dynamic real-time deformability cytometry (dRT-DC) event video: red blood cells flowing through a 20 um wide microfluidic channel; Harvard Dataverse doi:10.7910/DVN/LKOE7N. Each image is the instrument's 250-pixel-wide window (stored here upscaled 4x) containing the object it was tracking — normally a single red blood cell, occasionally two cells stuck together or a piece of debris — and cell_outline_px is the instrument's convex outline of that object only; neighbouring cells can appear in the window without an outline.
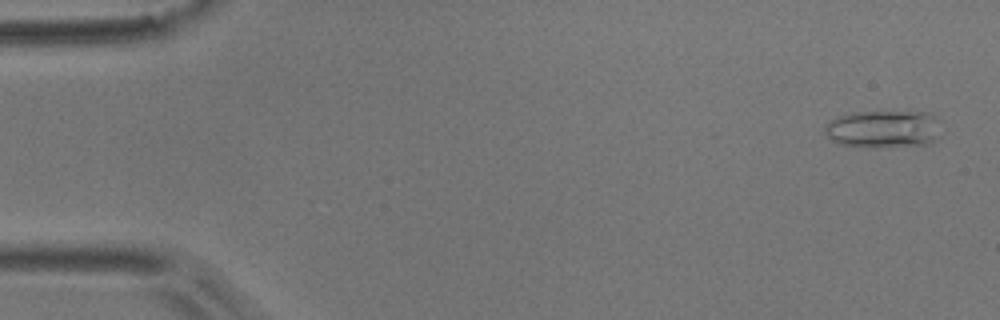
{"species": "common noctule bat (a hibernating species)", "species_latin": "Nyctalus noctula", "temperature_condition": "room temperature", "stored_images_in_passage": 35, "camera_frame_rate_fps": 3000, "um_per_image_px": 0.085, "animal": {"sex": "male", "body_mass_g": 17.9}, "frame": {"image": 1, "passage_image": 2, "time_ms": 0.333, "image_size_px": [1000, 320], "cell_outline_px": [[936, 136], [928, 144], [876, 148], [840, 144], [832, 140], [828, 136], [824, 128], [828, 120], [836, 116], [848, 112], [928, 112], [936, 120]], "centroid_in_image_um": [74.98, 10.96], "position_along_channel_um": 10.0, "area_um2": 25.2}}
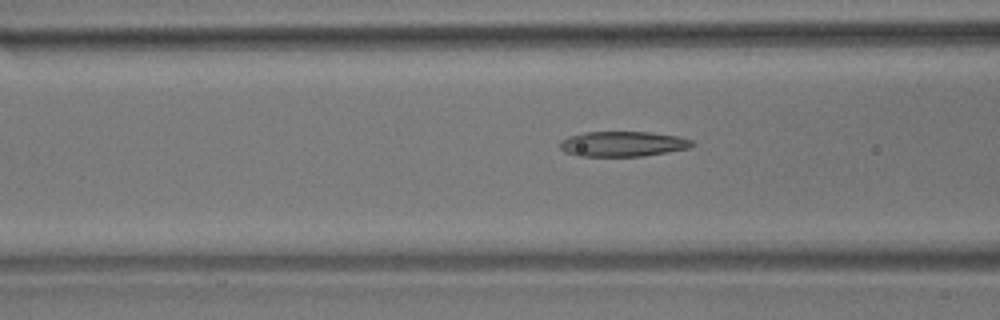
{"frame": {"image": 2, "passage_image": 20, "time_ms": 6.333, "image_size_px": [1000, 320], "cell_outline_px": [[692, 144], [688, 148], [644, 156], [576, 156], [564, 152], [560, 148], [560, 140], [568, 136], [584, 132], [648, 132], [676, 136], [692, 140]], "centroid_in_image_um": [52.85, 12.23], "position_along_channel_um": 113.7, "area_um2": 19.31}}
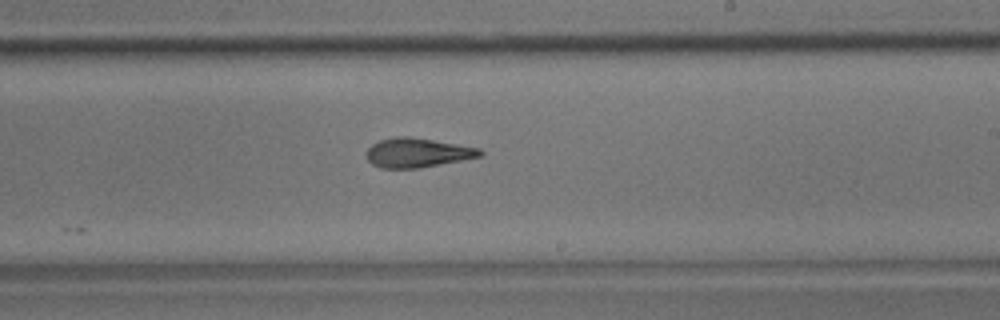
{"frame": {"image": 3, "passage_image": 31, "time_ms": 10.0, "image_size_px": [1000, 320], "cell_outline_px": [[484, 156], [420, 168], [380, 168], [372, 164], [364, 156], [368, 148], [372, 144], [380, 140], [396, 136], [408, 136], [480, 148], [484, 152]], "centroid_in_image_um": [35.47, 12.99], "position_along_channel_um": 253.5, "area_um2": 19.54}}